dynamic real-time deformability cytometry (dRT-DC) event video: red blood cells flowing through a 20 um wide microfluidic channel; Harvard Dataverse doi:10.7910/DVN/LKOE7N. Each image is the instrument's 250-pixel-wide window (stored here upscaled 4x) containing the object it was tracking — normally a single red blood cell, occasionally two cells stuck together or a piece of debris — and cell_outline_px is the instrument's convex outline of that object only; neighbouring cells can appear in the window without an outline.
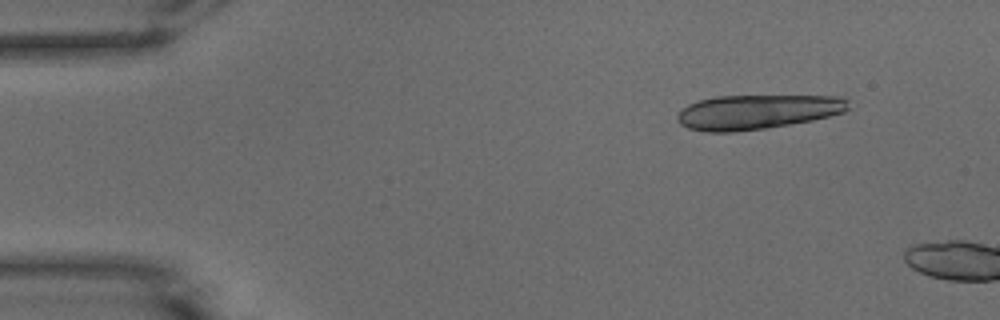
{"species": "common noctule bat (a hibernating species)", "species_latin": "Nyctalus noctula", "temperature_condition": "warm", "stored_images_in_passage": 7, "camera_frame_rate_fps": 3000, "um_per_image_px": 0.085, "animal": {"sex": "male", "body_mass_g": 15.6}, "frame": {"image": 1, "passage_image": 1, "time_ms": 0.0, "image_size_px": [1000, 320], "cell_outline_px": [[848, 108], [844, 112], [812, 120], [764, 128], [736, 132], [704, 132], [688, 128], [680, 124], [676, 120], [676, 116], [688, 104], [700, 100], [716, 96], [844, 96], [848, 100]], "centroid_in_image_um": [64.34, 9.51], "position_along_channel_um": 20.7, "area_um2": 34.33}}